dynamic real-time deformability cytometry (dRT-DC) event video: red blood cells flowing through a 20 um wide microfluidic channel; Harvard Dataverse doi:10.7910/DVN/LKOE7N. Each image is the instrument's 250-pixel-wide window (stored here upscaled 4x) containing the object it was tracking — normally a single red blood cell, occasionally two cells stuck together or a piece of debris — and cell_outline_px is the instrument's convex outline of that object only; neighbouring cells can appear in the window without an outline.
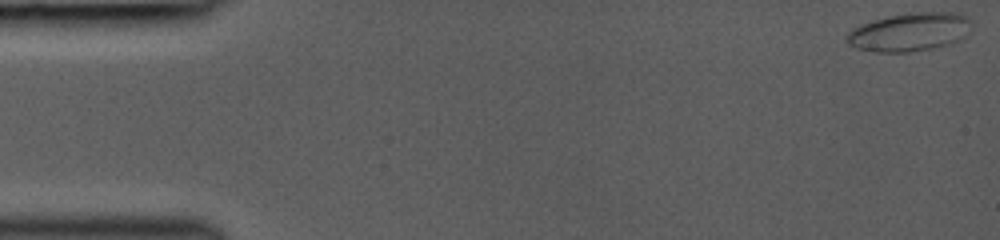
{"species": "common noctule bat (a hibernating species)", "species_latin": "Nyctalus noctula", "temperature_condition": "room temperature", "stored_images_in_passage": 21, "camera_frame_rate_fps": 3000, "um_per_image_px": 0.085, "animal": {"sex": "female", "body_mass_g": 19.0, "forearm_length_mm": 53.3}, "frame": {"image": 1, "passage_image": 1, "time_ms": 0.0, "image_size_px": [1000, 240], "cell_outline_px": [[972, 24], [968, 32], [960, 40], [948, 44], [932, 48], [908, 52], [872, 52], [856, 48], [848, 44], [844, 40], [844, 36], [852, 28], [860, 24], [872, 20], [888, 16], [912, 12], [956, 12], [968, 16], [972, 20]], "centroid_in_image_um": [77.29, 2.71], "position_along_channel_um": 7.7, "area_um2": 28.38}}
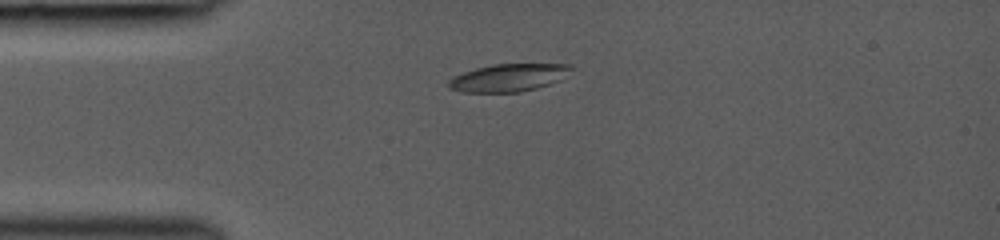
{"frame": {"image": 2, "passage_image": 11, "time_ms": 3.667, "image_size_px": [1000, 240], "cell_outline_px": [[572, 68], [560, 80], [536, 88], [520, 92], [460, 92], [448, 88], [448, 80], [464, 72], [476, 68], [492, 64], [568, 64]], "centroid_in_image_um": [43.18, 6.61], "position_along_channel_um": 41.8, "area_um2": 19.54}}
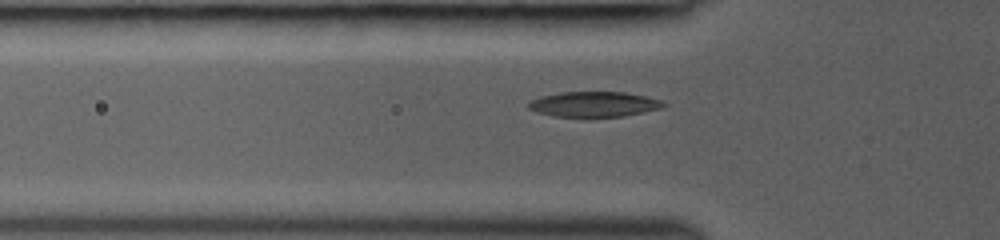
{"frame": {"image": 3, "passage_image": 16, "time_ms": 5.0, "image_size_px": [1000, 240], "cell_outline_px": [[668, 104], [660, 108], [644, 112], [624, 116], [592, 120], [588, 120], [552, 116], [536, 112], [528, 108], [528, 100], [540, 96], [560, 92], [624, 92], [644, 96], [660, 100]], "centroid_in_image_um": [50.42, 8.91], "position_along_channel_um": 75.4, "area_um2": 20.87}}